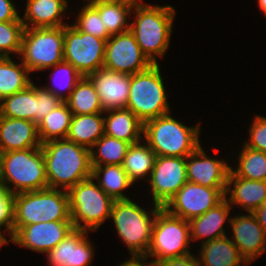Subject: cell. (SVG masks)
I'll return each instance as SVG.
<instances>
[{"instance_id":"ee69618b","label":"cell","mask_w":266,"mask_h":266,"mask_svg":"<svg viewBox=\"0 0 266 266\" xmlns=\"http://www.w3.org/2000/svg\"><path fill=\"white\" fill-rule=\"evenodd\" d=\"M252 213L255 215L258 224L262 227L266 236V202L257 207Z\"/></svg>"},{"instance_id":"7dc6e473","label":"cell","mask_w":266,"mask_h":266,"mask_svg":"<svg viewBox=\"0 0 266 266\" xmlns=\"http://www.w3.org/2000/svg\"><path fill=\"white\" fill-rule=\"evenodd\" d=\"M85 1H88L86 4H94V3H97V2H100V1H106V0H85ZM83 0V2H85Z\"/></svg>"},{"instance_id":"8992f818","label":"cell","mask_w":266,"mask_h":266,"mask_svg":"<svg viewBox=\"0 0 266 266\" xmlns=\"http://www.w3.org/2000/svg\"><path fill=\"white\" fill-rule=\"evenodd\" d=\"M0 183L12 194L48 188L41 147L2 153Z\"/></svg>"},{"instance_id":"cb8c5ba5","label":"cell","mask_w":266,"mask_h":266,"mask_svg":"<svg viewBox=\"0 0 266 266\" xmlns=\"http://www.w3.org/2000/svg\"><path fill=\"white\" fill-rule=\"evenodd\" d=\"M104 134L130 145L144 142L143 122L129 109H112L104 111Z\"/></svg>"},{"instance_id":"7a4b0ae2","label":"cell","mask_w":266,"mask_h":266,"mask_svg":"<svg viewBox=\"0 0 266 266\" xmlns=\"http://www.w3.org/2000/svg\"><path fill=\"white\" fill-rule=\"evenodd\" d=\"M133 9L135 17L130 23V32L148 60L152 64H159L156 57H163L170 46L176 10L170 5L146 3L134 4Z\"/></svg>"},{"instance_id":"ba28073f","label":"cell","mask_w":266,"mask_h":266,"mask_svg":"<svg viewBox=\"0 0 266 266\" xmlns=\"http://www.w3.org/2000/svg\"><path fill=\"white\" fill-rule=\"evenodd\" d=\"M71 221L75 229L96 231L110 218L114 200L92 177L79 182L68 191Z\"/></svg>"},{"instance_id":"f6af8a7d","label":"cell","mask_w":266,"mask_h":266,"mask_svg":"<svg viewBox=\"0 0 266 266\" xmlns=\"http://www.w3.org/2000/svg\"><path fill=\"white\" fill-rule=\"evenodd\" d=\"M118 266H157L154 262H147V260L143 258H128L125 261L120 263Z\"/></svg>"},{"instance_id":"ffe728a7","label":"cell","mask_w":266,"mask_h":266,"mask_svg":"<svg viewBox=\"0 0 266 266\" xmlns=\"http://www.w3.org/2000/svg\"><path fill=\"white\" fill-rule=\"evenodd\" d=\"M41 147L37 125L18 118L0 115V150L2 153Z\"/></svg>"},{"instance_id":"d6a6232c","label":"cell","mask_w":266,"mask_h":266,"mask_svg":"<svg viewBox=\"0 0 266 266\" xmlns=\"http://www.w3.org/2000/svg\"><path fill=\"white\" fill-rule=\"evenodd\" d=\"M73 115L104 113L91 80L83 76L65 101Z\"/></svg>"},{"instance_id":"4fadbf2b","label":"cell","mask_w":266,"mask_h":266,"mask_svg":"<svg viewBox=\"0 0 266 266\" xmlns=\"http://www.w3.org/2000/svg\"><path fill=\"white\" fill-rule=\"evenodd\" d=\"M151 65L130 30L111 35L106 41L104 68L133 75L148 69Z\"/></svg>"},{"instance_id":"9c48e42d","label":"cell","mask_w":266,"mask_h":266,"mask_svg":"<svg viewBox=\"0 0 266 266\" xmlns=\"http://www.w3.org/2000/svg\"><path fill=\"white\" fill-rule=\"evenodd\" d=\"M191 244L189 221L174 216L161 207L152 226L151 244L143 259L155 264L169 258L187 255ZM154 257V258H153Z\"/></svg>"},{"instance_id":"1f68e13d","label":"cell","mask_w":266,"mask_h":266,"mask_svg":"<svg viewBox=\"0 0 266 266\" xmlns=\"http://www.w3.org/2000/svg\"><path fill=\"white\" fill-rule=\"evenodd\" d=\"M72 116L73 114L66 102H63L45 116L37 125L41 144L50 140L66 139Z\"/></svg>"},{"instance_id":"681fc988","label":"cell","mask_w":266,"mask_h":266,"mask_svg":"<svg viewBox=\"0 0 266 266\" xmlns=\"http://www.w3.org/2000/svg\"><path fill=\"white\" fill-rule=\"evenodd\" d=\"M131 2L135 3V4H139V3H143V0H130Z\"/></svg>"},{"instance_id":"6da1fadb","label":"cell","mask_w":266,"mask_h":266,"mask_svg":"<svg viewBox=\"0 0 266 266\" xmlns=\"http://www.w3.org/2000/svg\"><path fill=\"white\" fill-rule=\"evenodd\" d=\"M41 149L48 188L68 191L92 177L90 149L68 139L47 141L41 144Z\"/></svg>"},{"instance_id":"2e32d148","label":"cell","mask_w":266,"mask_h":266,"mask_svg":"<svg viewBox=\"0 0 266 266\" xmlns=\"http://www.w3.org/2000/svg\"><path fill=\"white\" fill-rule=\"evenodd\" d=\"M87 77L95 87L103 111L126 108L131 75L102 67Z\"/></svg>"},{"instance_id":"c3c4849f","label":"cell","mask_w":266,"mask_h":266,"mask_svg":"<svg viewBox=\"0 0 266 266\" xmlns=\"http://www.w3.org/2000/svg\"><path fill=\"white\" fill-rule=\"evenodd\" d=\"M5 244H6V241L2 237H0V247Z\"/></svg>"},{"instance_id":"e575fe53","label":"cell","mask_w":266,"mask_h":266,"mask_svg":"<svg viewBox=\"0 0 266 266\" xmlns=\"http://www.w3.org/2000/svg\"><path fill=\"white\" fill-rule=\"evenodd\" d=\"M238 155L236 169L231 171L238 177L250 180L266 181V152L242 146Z\"/></svg>"},{"instance_id":"7bdbcfd3","label":"cell","mask_w":266,"mask_h":266,"mask_svg":"<svg viewBox=\"0 0 266 266\" xmlns=\"http://www.w3.org/2000/svg\"><path fill=\"white\" fill-rule=\"evenodd\" d=\"M20 17L12 0H0V22L15 21Z\"/></svg>"},{"instance_id":"4dcf8cb0","label":"cell","mask_w":266,"mask_h":266,"mask_svg":"<svg viewBox=\"0 0 266 266\" xmlns=\"http://www.w3.org/2000/svg\"><path fill=\"white\" fill-rule=\"evenodd\" d=\"M30 74L22 62L16 64L10 56H0V101L27 88L33 82Z\"/></svg>"},{"instance_id":"ac0fdd59","label":"cell","mask_w":266,"mask_h":266,"mask_svg":"<svg viewBox=\"0 0 266 266\" xmlns=\"http://www.w3.org/2000/svg\"><path fill=\"white\" fill-rule=\"evenodd\" d=\"M231 241L250 264L266 251V236L253 213L237 214L229 222Z\"/></svg>"},{"instance_id":"74e56055","label":"cell","mask_w":266,"mask_h":266,"mask_svg":"<svg viewBox=\"0 0 266 266\" xmlns=\"http://www.w3.org/2000/svg\"><path fill=\"white\" fill-rule=\"evenodd\" d=\"M24 29L20 17L15 21L0 22V56L20 54Z\"/></svg>"},{"instance_id":"5bb4252c","label":"cell","mask_w":266,"mask_h":266,"mask_svg":"<svg viewBox=\"0 0 266 266\" xmlns=\"http://www.w3.org/2000/svg\"><path fill=\"white\" fill-rule=\"evenodd\" d=\"M187 181L186 157L157 156L147 181L153 204L163 207Z\"/></svg>"},{"instance_id":"484cf974","label":"cell","mask_w":266,"mask_h":266,"mask_svg":"<svg viewBox=\"0 0 266 266\" xmlns=\"http://www.w3.org/2000/svg\"><path fill=\"white\" fill-rule=\"evenodd\" d=\"M104 113L73 115L66 139L91 150L104 135Z\"/></svg>"},{"instance_id":"3957f363","label":"cell","mask_w":266,"mask_h":266,"mask_svg":"<svg viewBox=\"0 0 266 266\" xmlns=\"http://www.w3.org/2000/svg\"><path fill=\"white\" fill-rule=\"evenodd\" d=\"M171 113L143 123V139L157 156L187 157L200 145L199 125L189 127Z\"/></svg>"},{"instance_id":"836d02e7","label":"cell","mask_w":266,"mask_h":266,"mask_svg":"<svg viewBox=\"0 0 266 266\" xmlns=\"http://www.w3.org/2000/svg\"><path fill=\"white\" fill-rule=\"evenodd\" d=\"M129 146L125 141L104 134L90 150L91 166L122 165Z\"/></svg>"},{"instance_id":"83f0119b","label":"cell","mask_w":266,"mask_h":266,"mask_svg":"<svg viewBox=\"0 0 266 266\" xmlns=\"http://www.w3.org/2000/svg\"><path fill=\"white\" fill-rule=\"evenodd\" d=\"M134 4L131 1L106 0L92 5L99 11L108 33L116 35L130 30L128 18Z\"/></svg>"},{"instance_id":"277c9868","label":"cell","mask_w":266,"mask_h":266,"mask_svg":"<svg viewBox=\"0 0 266 266\" xmlns=\"http://www.w3.org/2000/svg\"><path fill=\"white\" fill-rule=\"evenodd\" d=\"M50 221H71L67 191L46 188L14 194L13 234L24 225Z\"/></svg>"},{"instance_id":"d4e9b609","label":"cell","mask_w":266,"mask_h":266,"mask_svg":"<svg viewBox=\"0 0 266 266\" xmlns=\"http://www.w3.org/2000/svg\"><path fill=\"white\" fill-rule=\"evenodd\" d=\"M198 260L200 266H247L249 263L240 254L228 236L201 243Z\"/></svg>"},{"instance_id":"f1b7e54d","label":"cell","mask_w":266,"mask_h":266,"mask_svg":"<svg viewBox=\"0 0 266 266\" xmlns=\"http://www.w3.org/2000/svg\"><path fill=\"white\" fill-rule=\"evenodd\" d=\"M156 157V153L145 142L142 144L140 141L129 146L122 167L133 183L146 176H149V180Z\"/></svg>"},{"instance_id":"30bf717a","label":"cell","mask_w":266,"mask_h":266,"mask_svg":"<svg viewBox=\"0 0 266 266\" xmlns=\"http://www.w3.org/2000/svg\"><path fill=\"white\" fill-rule=\"evenodd\" d=\"M19 58L30 72L64 61V26L25 28Z\"/></svg>"},{"instance_id":"8d00e7d4","label":"cell","mask_w":266,"mask_h":266,"mask_svg":"<svg viewBox=\"0 0 266 266\" xmlns=\"http://www.w3.org/2000/svg\"><path fill=\"white\" fill-rule=\"evenodd\" d=\"M76 18L72 26L78 31L91 34L106 41L110 38L111 35L104 27L99 11L92 4H84Z\"/></svg>"},{"instance_id":"d6986e66","label":"cell","mask_w":266,"mask_h":266,"mask_svg":"<svg viewBox=\"0 0 266 266\" xmlns=\"http://www.w3.org/2000/svg\"><path fill=\"white\" fill-rule=\"evenodd\" d=\"M88 231L74 229L47 254L49 266H89L94 258L93 243Z\"/></svg>"},{"instance_id":"f35d334b","label":"cell","mask_w":266,"mask_h":266,"mask_svg":"<svg viewBox=\"0 0 266 266\" xmlns=\"http://www.w3.org/2000/svg\"><path fill=\"white\" fill-rule=\"evenodd\" d=\"M13 206H14V194L10 193L8 189L0 183V237H2L6 244L9 243L6 236L2 234V227L6 230L4 233L8 236L13 235Z\"/></svg>"},{"instance_id":"5b68a950","label":"cell","mask_w":266,"mask_h":266,"mask_svg":"<svg viewBox=\"0 0 266 266\" xmlns=\"http://www.w3.org/2000/svg\"><path fill=\"white\" fill-rule=\"evenodd\" d=\"M160 208L161 206L154 204V208L148 212L130 199L114 201L110 218L119 238L126 244L131 259L144 258L148 252L152 226Z\"/></svg>"},{"instance_id":"7402d4cb","label":"cell","mask_w":266,"mask_h":266,"mask_svg":"<svg viewBox=\"0 0 266 266\" xmlns=\"http://www.w3.org/2000/svg\"><path fill=\"white\" fill-rule=\"evenodd\" d=\"M231 208L228 200L224 198L203 215L191 219L189 221L191 241L202 239L201 243H205L227 236L224 224L227 222L226 220L229 222L231 220L232 216L229 215Z\"/></svg>"},{"instance_id":"4316f807","label":"cell","mask_w":266,"mask_h":266,"mask_svg":"<svg viewBox=\"0 0 266 266\" xmlns=\"http://www.w3.org/2000/svg\"><path fill=\"white\" fill-rule=\"evenodd\" d=\"M92 178L99 187L114 201L129 200L124 190L134 183L128 178L122 165L92 166Z\"/></svg>"},{"instance_id":"603a6c76","label":"cell","mask_w":266,"mask_h":266,"mask_svg":"<svg viewBox=\"0 0 266 266\" xmlns=\"http://www.w3.org/2000/svg\"><path fill=\"white\" fill-rule=\"evenodd\" d=\"M67 7V0H27L20 18L25 28L63 27L68 25L62 18Z\"/></svg>"},{"instance_id":"9a60e30c","label":"cell","mask_w":266,"mask_h":266,"mask_svg":"<svg viewBox=\"0 0 266 266\" xmlns=\"http://www.w3.org/2000/svg\"><path fill=\"white\" fill-rule=\"evenodd\" d=\"M74 229L72 221L41 222L24 225L9 238L13 244L47 254Z\"/></svg>"},{"instance_id":"b9f144b4","label":"cell","mask_w":266,"mask_h":266,"mask_svg":"<svg viewBox=\"0 0 266 266\" xmlns=\"http://www.w3.org/2000/svg\"><path fill=\"white\" fill-rule=\"evenodd\" d=\"M157 266H200L198 257L193 253L184 256L169 258L162 260L156 264Z\"/></svg>"},{"instance_id":"ab89813d","label":"cell","mask_w":266,"mask_h":266,"mask_svg":"<svg viewBox=\"0 0 266 266\" xmlns=\"http://www.w3.org/2000/svg\"><path fill=\"white\" fill-rule=\"evenodd\" d=\"M63 102L64 101L56 97L43 86H36L35 124L38 125L45 116H47L54 108L58 107Z\"/></svg>"},{"instance_id":"60d3db41","label":"cell","mask_w":266,"mask_h":266,"mask_svg":"<svg viewBox=\"0 0 266 266\" xmlns=\"http://www.w3.org/2000/svg\"><path fill=\"white\" fill-rule=\"evenodd\" d=\"M249 138L243 144L246 147L266 152V117L255 115L249 127Z\"/></svg>"},{"instance_id":"d590c367","label":"cell","mask_w":266,"mask_h":266,"mask_svg":"<svg viewBox=\"0 0 266 266\" xmlns=\"http://www.w3.org/2000/svg\"><path fill=\"white\" fill-rule=\"evenodd\" d=\"M50 69H55L51 74L53 83L51 87H43L65 102L83 76L72 64L66 61H62L61 63L50 67ZM53 84L56 85L53 86ZM66 90L67 94H63V91L65 92Z\"/></svg>"},{"instance_id":"816d5d0a","label":"cell","mask_w":266,"mask_h":266,"mask_svg":"<svg viewBox=\"0 0 266 266\" xmlns=\"http://www.w3.org/2000/svg\"><path fill=\"white\" fill-rule=\"evenodd\" d=\"M114 1H130V0H114Z\"/></svg>"},{"instance_id":"52a82bcc","label":"cell","mask_w":266,"mask_h":266,"mask_svg":"<svg viewBox=\"0 0 266 266\" xmlns=\"http://www.w3.org/2000/svg\"><path fill=\"white\" fill-rule=\"evenodd\" d=\"M159 64L131 75L126 108L143 123L171 112Z\"/></svg>"},{"instance_id":"bcb514c9","label":"cell","mask_w":266,"mask_h":266,"mask_svg":"<svg viewBox=\"0 0 266 266\" xmlns=\"http://www.w3.org/2000/svg\"><path fill=\"white\" fill-rule=\"evenodd\" d=\"M258 6L261 11L266 15V0H258Z\"/></svg>"},{"instance_id":"f546056e","label":"cell","mask_w":266,"mask_h":266,"mask_svg":"<svg viewBox=\"0 0 266 266\" xmlns=\"http://www.w3.org/2000/svg\"><path fill=\"white\" fill-rule=\"evenodd\" d=\"M35 112L36 85L33 82L24 90L0 101V115L4 117L30 120L35 123Z\"/></svg>"},{"instance_id":"f907efd6","label":"cell","mask_w":266,"mask_h":266,"mask_svg":"<svg viewBox=\"0 0 266 266\" xmlns=\"http://www.w3.org/2000/svg\"><path fill=\"white\" fill-rule=\"evenodd\" d=\"M1 155H2V152L0 150V172H1Z\"/></svg>"},{"instance_id":"e0dca14e","label":"cell","mask_w":266,"mask_h":266,"mask_svg":"<svg viewBox=\"0 0 266 266\" xmlns=\"http://www.w3.org/2000/svg\"><path fill=\"white\" fill-rule=\"evenodd\" d=\"M231 170L224 160L209 158L201 145L186 157L187 179L210 188H227Z\"/></svg>"},{"instance_id":"44dd1931","label":"cell","mask_w":266,"mask_h":266,"mask_svg":"<svg viewBox=\"0 0 266 266\" xmlns=\"http://www.w3.org/2000/svg\"><path fill=\"white\" fill-rule=\"evenodd\" d=\"M225 198L231 207L237 205L245 212L252 213L266 202V181L244 179L230 170Z\"/></svg>"},{"instance_id":"7c38bea8","label":"cell","mask_w":266,"mask_h":266,"mask_svg":"<svg viewBox=\"0 0 266 266\" xmlns=\"http://www.w3.org/2000/svg\"><path fill=\"white\" fill-rule=\"evenodd\" d=\"M226 188H210L187 181L163 208L190 221L206 213L225 198Z\"/></svg>"},{"instance_id":"8fae6325","label":"cell","mask_w":266,"mask_h":266,"mask_svg":"<svg viewBox=\"0 0 266 266\" xmlns=\"http://www.w3.org/2000/svg\"><path fill=\"white\" fill-rule=\"evenodd\" d=\"M106 40L64 26V61L72 64L82 76L103 67Z\"/></svg>"}]
</instances>
